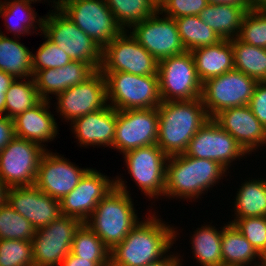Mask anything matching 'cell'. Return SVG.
I'll list each match as a JSON object with an SVG mask.
<instances>
[{
    "label": "cell",
    "mask_w": 266,
    "mask_h": 266,
    "mask_svg": "<svg viewBox=\"0 0 266 266\" xmlns=\"http://www.w3.org/2000/svg\"><path fill=\"white\" fill-rule=\"evenodd\" d=\"M38 95L42 100H50L49 97L65 91L62 67L56 69L39 70L33 75Z\"/></svg>",
    "instance_id": "cell-41"
},
{
    "label": "cell",
    "mask_w": 266,
    "mask_h": 266,
    "mask_svg": "<svg viewBox=\"0 0 266 266\" xmlns=\"http://www.w3.org/2000/svg\"><path fill=\"white\" fill-rule=\"evenodd\" d=\"M71 253L82 259H91L98 266H110V249L85 222L75 232Z\"/></svg>",
    "instance_id": "cell-34"
},
{
    "label": "cell",
    "mask_w": 266,
    "mask_h": 266,
    "mask_svg": "<svg viewBox=\"0 0 266 266\" xmlns=\"http://www.w3.org/2000/svg\"><path fill=\"white\" fill-rule=\"evenodd\" d=\"M91 168L78 185L60 200L61 214L85 222L97 204L115 187V179Z\"/></svg>",
    "instance_id": "cell-19"
},
{
    "label": "cell",
    "mask_w": 266,
    "mask_h": 266,
    "mask_svg": "<svg viewBox=\"0 0 266 266\" xmlns=\"http://www.w3.org/2000/svg\"><path fill=\"white\" fill-rule=\"evenodd\" d=\"M199 80L220 76L234 70V56L230 40H222L218 44L197 48L191 51Z\"/></svg>",
    "instance_id": "cell-24"
},
{
    "label": "cell",
    "mask_w": 266,
    "mask_h": 266,
    "mask_svg": "<svg viewBox=\"0 0 266 266\" xmlns=\"http://www.w3.org/2000/svg\"><path fill=\"white\" fill-rule=\"evenodd\" d=\"M129 30L137 42L158 62L186 51L175 19L162 14L159 9L151 17L133 25Z\"/></svg>",
    "instance_id": "cell-15"
},
{
    "label": "cell",
    "mask_w": 266,
    "mask_h": 266,
    "mask_svg": "<svg viewBox=\"0 0 266 266\" xmlns=\"http://www.w3.org/2000/svg\"><path fill=\"white\" fill-rule=\"evenodd\" d=\"M252 7H240L233 4H208L201 10L200 18L223 40L238 36L244 16Z\"/></svg>",
    "instance_id": "cell-25"
},
{
    "label": "cell",
    "mask_w": 266,
    "mask_h": 266,
    "mask_svg": "<svg viewBox=\"0 0 266 266\" xmlns=\"http://www.w3.org/2000/svg\"><path fill=\"white\" fill-rule=\"evenodd\" d=\"M50 106V100H41L33 108L13 118L15 137L35 142L44 148L47 142L55 140L59 135L58 125Z\"/></svg>",
    "instance_id": "cell-23"
},
{
    "label": "cell",
    "mask_w": 266,
    "mask_h": 266,
    "mask_svg": "<svg viewBox=\"0 0 266 266\" xmlns=\"http://www.w3.org/2000/svg\"><path fill=\"white\" fill-rule=\"evenodd\" d=\"M173 255H172V254ZM169 255H166L164 258L161 260L147 264L145 266H182L183 264V257L180 256V253L174 254L173 252L168 253ZM179 254V255H178ZM181 257V259H180ZM182 260V261H181Z\"/></svg>",
    "instance_id": "cell-47"
},
{
    "label": "cell",
    "mask_w": 266,
    "mask_h": 266,
    "mask_svg": "<svg viewBox=\"0 0 266 266\" xmlns=\"http://www.w3.org/2000/svg\"><path fill=\"white\" fill-rule=\"evenodd\" d=\"M15 138L13 119L0 115V152Z\"/></svg>",
    "instance_id": "cell-45"
},
{
    "label": "cell",
    "mask_w": 266,
    "mask_h": 266,
    "mask_svg": "<svg viewBox=\"0 0 266 266\" xmlns=\"http://www.w3.org/2000/svg\"><path fill=\"white\" fill-rule=\"evenodd\" d=\"M116 121L117 110L107 105L101 110L76 118L70 125L80 147L103 145L113 149Z\"/></svg>",
    "instance_id": "cell-22"
},
{
    "label": "cell",
    "mask_w": 266,
    "mask_h": 266,
    "mask_svg": "<svg viewBox=\"0 0 266 266\" xmlns=\"http://www.w3.org/2000/svg\"><path fill=\"white\" fill-rule=\"evenodd\" d=\"M157 74L162 101L201 98L203 83L198 78L190 51L159 61Z\"/></svg>",
    "instance_id": "cell-8"
},
{
    "label": "cell",
    "mask_w": 266,
    "mask_h": 266,
    "mask_svg": "<svg viewBox=\"0 0 266 266\" xmlns=\"http://www.w3.org/2000/svg\"><path fill=\"white\" fill-rule=\"evenodd\" d=\"M157 146L169 157L186 152L190 140L210 119L201 98L162 101Z\"/></svg>",
    "instance_id": "cell-2"
},
{
    "label": "cell",
    "mask_w": 266,
    "mask_h": 266,
    "mask_svg": "<svg viewBox=\"0 0 266 266\" xmlns=\"http://www.w3.org/2000/svg\"><path fill=\"white\" fill-rule=\"evenodd\" d=\"M102 73L106 80L107 102L114 109H150L157 108L162 103L158 75Z\"/></svg>",
    "instance_id": "cell-5"
},
{
    "label": "cell",
    "mask_w": 266,
    "mask_h": 266,
    "mask_svg": "<svg viewBox=\"0 0 266 266\" xmlns=\"http://www.w3.org/2000/svg\"><path fill=\"white\" fill-rule=\"evenodd\" d=\"M251 179V180H250ZM237 189L234 202V218L266 216V179L244 180ZM236 216V217H235Z\"/></svg>",
    "instance_id": "cell-29"
},
{
    "label": "cell",
    "mask_w": 266,
    "mask_h": 266,
    "mask_svg": "<svg viewBox=\"0 0 266 266\" xmlns=\"http://www.w3.org/2000/svg\"><path fill=\"white\" fill-rule=\"evenodd\" d=\"M0 266H34L31 241L0 239Z\"/></svg>",
    "instance_id": "cell-38"
},
{
    "label": "cell",
    "mask_w": 266,
    "mask_h": 266,
    "mask_svg": "<svg viewBox=\"0 0 266 266\" xmlns=\"http://www.w3.org/2000/svg\"><path fill=\"white\" fill-rule=\"evenodd\" d=\"M62 70L64 77V85L67 88L85 82L96 72V70L88 63L73 60L63 66Z\"/></svg>",
    "instance_id": "cell-43"
},
{
    "label": "cell",
    "mask_w": 266,
    "mask_h": 266,
    "mask_svg": "<svg viewBox=\"0 0 266 266\" xmlns=\"http://www.w3.org/2000/svg\"><path fill=\"white\" fill-rule=\"evenodd\" d=\"M256 84L254 78L235 69L207 79L201 99L209 118L224 109L248 105Z\"/></svg>",
    "instance_id": "cell-9"
},
{
    "label": "cell",
    "mask_w": 266,
    "mask_h": 266,
    "mask_svg": "<svg viewBox=\"0 0 266 266\" xmlns=\"http://www.w3.org/2000/svg\"><path fill=\"white\" fill-rule=\"evenodd\" d=\"M155 213L149 212L145 220L141 219L125 239L110 250V266H145L168 255L180 234L177 227L165 223Z\"/></svg>",
    "instance_id": "cell-1"
},
{
    "label": "cell",
    "mask_w": 266,
    "mask_h": 266,
    "mask_svg": "<svg viewBox=\"0 0 266 266\" xmlns=\"http://www.w3.org/2000/svg\"><path fill=\"white\" fill-rule=\"evenodd\" d=\"M47 147L15 137L0 152V178L8 188L33 186Z\"/></svg>",
    "instance_id": "cell-13"
},
{
    "label": "cell",
    "mask_w": 266,
    "mask_h": 266,
    "mask_svg": "<svg viewBox=\"0 0 266 266\" xmlns=\"http://www.w3.org/2000/svg\"><path fill=\"white\" fill-rule=\"evenodd\" d=\"M212 119L227 131L248 155L263 145L266 146V128L254 116L249 105L224 109Z\"/></svg>",
    "instance_id": "cell-21"
},
{
    "label": "cell",
    "mask_w": 266,
    "mask_h": 266,
    "mask_svg": "<svg viewBox=\"0 0 266 266\" xmlns=\"http://www.w3.org/2000/svg\"><path fill=\"white\" fill-rule=\"evenodd\" d=\"M63 156L47 149L40 159L34 184L43 193L58 201L69 194L91 169L79 168Z\"/></svg>",
    "instance_id": "cell-18"
},
{
    "label": "cell",
    "mask_w": 266,
    "mask_h": 266,
    "mask_svg": "<svg viewBox=\"0 0 266 266\" xmlns=\"http://www.w3.org/2000/svg\"><path fill=\"white\" fill-rule=\"evenodd\" d=\"M41 100L33 76L15 79L6 92L5 116L13 119Z\"/></svg>",
    "instance_id": "cell-35"
},
{
    "label": "cell",
    "mask_w": 266,
    "mask_h": 266,
    "mask_svg": "<svg viewBox=\"0 0 266 266\" xmlns=\"http://www.w3.org/2000/svg\"><path fill=\"white\" fill-rule=\"evenodd\" d=\"M236 38L252 46L266 48V10H249Z\"/></svg>",
    "instance_id": "cell-37"
},
{
    "label": "cell",
    "mask_w": 266,
    "mask_h": 266,
    "mask_svg": "<svg viewBox=\"0 0 266 266\" xmlns=\"http://www.w3.org/2000/svg\"><path fill=\"white\" fill-rule=\"evenodd\" d=\"M7 189L8 187L3 182V180L0 178V206L6 202L7 199Z\"/></svg>",
    "instance_id": "cell-50"
},
{
    "label": "cell",
    "mask_w": 266,
    "mask_h": 266,
    "mask_svg": "<svg viewBox=\"0 0 266 266\" xmlns=\"http://www.w3.org/2000/svg\"><path fill=\"white\" fill-rule=\"evenodd\" d=\"M130 178L149 199L164 197L168 156L157 146L135 148L123 154Z\"/></svg>",
    "instance_id": "cell-11"
},
{
    "label": "cell",
    "mask_w": 266,
    "mask_h": 266,
    "mask_svg": "<svg viewBox=\"0 0 266 266\" xmlns=\"http://www.w3.org/2000/svg\"><path fill=\"white\" fill-rule=\"evenodd\" d=\"M14 80L15 78L13 76L0 70V94H6Z\"/></svg>",
    "instance_id": "cell-48"
},
{
    "label": "cell",
    "mask_w": 266,
    "mask_h": 266,
    "mask_svg": "<svg viewBox=\"0 0 266 266\" xmlns=\"http://www.w3.org/2000/svg\"><path fill=\"white\" fill-rule=\"evenodd\" d=\"M6 94H0V115H5Z\"/></svg>",
    "instance_id": "cell-52"
},
{
    "label": "cell",
    "mask_w": 266,
    "mask_h": 266,
    "mask_svg": "<svg viewBox=\"0 0 266 266\" xmlns=\"http://www.w3.org/2000/svg\"><path fill=\"white\" fill-rule=\"evenodd\" d=\"M178 33L186 51L218 44L223 39L199 15L176 18Z\"/></svg>",
    "instance_id": "cell-31"
},
{
    "label": "cell",
    "mask_w": 266,
    "mask_h": 266,
    "mask_svg": "<svg viewBox=\"0 0 266 266\" xmlns=\"http://www.w3.org/2000/svg\"><path fill=\"white\" fill-rule=\"evenodd\" d=\"M114 179L115 187L85 221L110 250L122 242L141 219L138 218L130 191L125 185L127 181L119 176Z\"/></svg>",
    "instance_id": "cell-4"
},
{
    "label": "cell",
    "mask_w": 266,
    "mask_h": 266,
    "mask_svg": "<svg viewBox=\"0 0 266 266\" xmlns=\"http://www.w3.org/2000/svg\"><path fill=\"white\" fill-rule=\"evenodd\" d=\"M259 260L258 266H266V250L260 253Z\"/></svg>",
    "instance_id": "cell-53"
},
{
    "label": "cell",
    "mask_w": 266,
    "mask_h": 266,
    "mask_svg": "<svg viewBox=\"0 0 266 266\" xmlns=\"http://www.w3.org/2000/svg\"><path fill=\"white\" fill-rule=\"evenodd\" d=\"M51 11L43 18L40 35L44 34L73 61H83L96 71L99 70L102 64L103 48L77 27L61 10Z\"/></svg>",
    "instance_id": "cell-7"
},
{
    "label": "cell",
    "mask_w": 266,
    "mask_h": 266,
    "mask_svg": "<svg viewBox=\"0 0 266 266\" xmlns=\"http://www.w3.org/2000/svg\"><path fill=\"white\" fill-rule=\"evenodd\" d=\"M221 254L223 266H250L252 263L254 265L251 266L259 265L256 260H259L260 254L237 227L229 222L223 225Z\"/></svg>",
    "instance_id": "cell-26"
},
{
    "label": "cell",
    "mask_w": 266,
    "mask_h": 266,
    "mask_svg": "<svg viewBox=\"0 0 266 266\" xmlns=\"http://www.w3.org/2000/svg\"><path fill=\"white\" fill-rule=\"evenodd\" d=\"M36 229L7 202L0 206V239L32 241Z\"/></svg>",
    "instance_id": "cell-36"
},
{
    "label": "cell",
    "mask_w": 266,
    "mask_h": 266,
    "mask_svg": "<svg viewBox=\"0 0 266 266\" xmlns=\"http://www.w3.org/2000/svg\"><path fill=\"white\" fill-rule=\"evenodd\" d=\"M55 98V112L70 124V121L108 105L105 76L97 70L85 82L67 88Z\"/></svg>",
    "instance_id": "cell-17"
},
{
    "label": "cell",
    "mask_w": 266,
    "mask_h": 266,
    "mask_svg": "<svg viewBox=\"0 0 266 266\" xmlns=\"http://www.w3.org/2000/svg\"><path fill=\"white\" fill-rule=\"evenodd\" d=\"M123 30L151 17L159 9V0H105ZM127 28V29H126Z\"/></svg>",
    "instance_id": "cell-33"
},
{
    "label": "cell",
    "mask_w": 266,
    "mask_h": 266,
    "mask_svg": "<svg viewBox=\"0 0 266 266\" xmlns=\"http://www.w3.org/2000/svg\"><path fill=\"white\" fill-rule=\"evenodd\" d=\"M227 170L210 159L194 158L183 154L169 156L166 163L164 199H185L192 202L213 189ZM211 188V189H210ZM207 191V192H206Z\"/></svg>",
    "instance_id": "cell-3"
},
{
    "label": "cell",
    "mask_w": 266,
    "mask_h": 266,
    "mask_svg": "<svg viewBox=\"0 0 266 266\" xmlns=\"http://www.w3.org/2000/svg\"><path fill=\"white\" fill-rule=\"evenodd\" d=\"M248 105L254 116L266 128V81L257 82Z\"/></svg>",
    "instance_id": "cell-44"
},
{
    "label": "cell",
    "mask_w": 266,
    "mask_h": 266,
    "mask_svg": "<svg viewBox=\"0 0 266 266\" xmlns=\"http://www.w3.org/2000/svg\"><path fill=\"white\" fill-rule=\"evenodd\" d=\"M52 1L50 0L53 3V11L61 10L77 27L102 48L123 31L105 0Z\"/></svg>",
    "instance_id": "cell-6"
},
{
    "label": "cell",
    "mask_w": 266,
    "mask_h": 266,
    "mask_svg": "<svg viewBox=\"0 0 266 266\" xmlns=\"http://www.w3.org/2000/svg\"><path fill=\"white\" fill-rule=\"evenodd\" d=\"M204 225V226H203ZM201 224L191 236L192 254L201 266H223L221 238L223 227Z\"/></svg>",
    "instance_id": "cell-30"
},
{
    "label": "cell",
    "mask_w": 266,
    "mask_h": 266,
    "mask_svg": "<svg viewBox=\"0 0 266 266\" xmlns=\"http://www.w3.org/2000/svg\"><path fill=\"white\" fill-rule=\"evenodd\" d=\"M83 222L73 216L61 215L35 231L32 239L34 266H60L71 252L76 230Z\"/></svg>",
    "instance_id": "cell-12"
},
{
    "label": "cell",
    "mask_w": 266,
    "mask_h": 266,
    "mask_svg": "<svg viewBox=\"0 0 266 266\" xmlns=\"http://www.w3.org/2000/svg\"><path fill=\"white\" fill-rule=\"evenodd\" d=\"M45 41L32 53L33 75L39 70L56 69L70 63L72 59L44 34Z\"/></svg>",
    "instance_id": "cell-39"
},
{
    "label": "cell",
    "mask_w": 266,
    "mask_h": 266,
    "mask_svg": "<svg viewBox=\"0 0 266 266\" xmlns=\"http://www.w3.org/2000/svg\"><path fill=\"white\" fill-rule=\"evenodd\" d=\"M5 19V25L7 31L14 33L13 38L20 39V36L31 35L34 33H42V24L44 16L40 17L33 9L31 3L22 0H3L0 9V17ZM39 27V31L38 27ZM32 29V30H31ZM32 31V32H31Z\"/></svg>",
    "instance_id": "cell-27"
},
{
    "label": "cell",
    "mask_w": 266,
    "mask_h": 266,
    "mask_svg": "<svg viewBox=\"0 0 266 266\" xmlns=\"http://www.w3.org/2000/svg\"><path fill=\"white\" fill-rule=\"evenodd\" d=\"M6 202L36 230L62 215L60 201L43 193L35 185L8 188Z\"/></svg>",
    "instance_id": "cell-20"
},
{
    "label": "cell",
    "mask_w": 266,
    "mask_h": 266,
    "mask_svg": "<svg viewBox=\"0 0 266 266\" xmlns=\"http://www.w3.org/2000/svg\"><path fill=\"white\" fill-rule=\"evenodd\" d=\"M207 0H159V10L173 19L183 16L200 15L208 5Z\"/></svg>",
    "instance_id": "cell-42"
},
{
    "label": "cell",
    "mask_w": 266,
    "mask_h": 266,
    "mask_svg": "<svg viewBox=\"0 0 266 266\" xmlns=\"http://www.w3.org/2000/svg\"><path fill=\"white\" fill-rule=\"evenodd\" d=\"M210 4H233L240 7H252L251 0H207Z\"/></svg>",
    "instance_id": "cell-49"
},
{
    "label": "cell",
    "mask_w": 266,
    "mask_h": 266,
    "mask_svg": "<svg viewBox=\"0 0 266 266\" xmlns=\"http://www.w3.org/2000/svg\"><path fill=\"white\" fill-rule=\"evenodd\" d=\"M22 1H25V2H28V3L32 4V2L35 3V2H39L41 0H22Z\"/></svg>",
    "instance_id": "cell-54"
},
{
    "label": "cell",
    "mask_w": 266,
    "mask_h": 266,
    "mask_svg": "<svg viewBox=\"0 0 266 266\" xmlns=\"http://www.w3.org/2000/svg\"><path fill=\"white\" fill-rule=\"evenodd\" d=\"M101 72H128L158 75V61L131 35L123 30L102 52Z\"/></svg>",
    "instance_id": "cell-10"
},
{
    "label": "cell",
    "mask_w": 266,
    "mask_h": 266,
    "mask_svg": "<svg viewBox=\"0 0 266 266\" xmlns=\"http://www.w3.org/2000/svg\"><path fill=\"white\" fill-rule=\"evenodd\" d=\"M157 108L117 110L113 149L122 153L155 145L158 138Z\"/></svg>",
    "instance_id": "cell-14"
},
{
    "label": "cell",
    "mask_w": 266,
    "mask_h": 266,
    "mask_svg": "<svg viewBox=\"0 0 266 266\" xmlns=\"http://www.w3.org/2000/svg\"><path fill=\"white\" fill-rule=\"evenodd\" d=\"M60 266H98L91 259H82L71 252L63 259Z\"/></svg>",
    "instance_id": "cell-46"
},
{
    "label": "cell",
    "mask_w": 266,
    "mask_h": 266,
    "mask_svg": "<svg viewBox=\"0 0 266 266\" xmlns=\"http://www.w3.org/2000/svg\"><path fill=\"white\" fill-rule=\"evenodd\" d=\"M252 8L257 10H266V0H251Z\"/></svg>",
    "instance_id": "cell-51"
},
{
    "label": "cell",
    "mask_w": 266,
    "mask_h": 266,
    "mask_svg": "<svg viewBox=\"0 0 266 266\" xmlns=\"http://www.w3.org/2000/svg\"><path fill=\"white\" fill-rule=\"evenodd\" d=\"M0 28V70L15 79L33 76L32 52L15 37L4 35Z\"/></svg>",
    "instance_id": "cell-28"
},
{
    "label": "cell",
    "mask_w": 266,
    "mask_h": 266,
    "mask_svg": "<svg viewBox=\"0 0 266 266\" xmlns=\"http://www.w3.org/2000/svg\"><path fill=\"white\" fill-rule=\"evenodd\" d=\"M234 56V68L257 82L266 81V48L255 47L239 41L230 40Z\"/></svg>",
    "instance_id": "cell-32"
},
{
    "label": "cell",
    "mask_w": 266,
    "mask_h": 266,
    "mask_svg": "<svg viewBox=\"0 0 266 266\" xmlns=\"http://www.w3.org/2000/svg\"><path fill=\"white\" fill-rule=\"evenodd\" d=\"M228 222L237 227L259 254L266 250V216L234 218Z\"/></svg>",
    "instance_id": "cell-40"
},
{
    "label": "cell",
    "mask_w": 266,
    "mask_h": 266,
    "mask_svg": "<svg viewBox=\"0 0 266 266\" xmlns=\"http://www.w3.org/2000/svg\"><path fill=\"white\" fill-rule=\"evenodd\" d=\"M185 154L194 158L214 160L227 171L234 161L248 156L238 142L212 118L193 136Z\"/></svg>",
    "instance_id": "cell-16"
}]
</instances>
